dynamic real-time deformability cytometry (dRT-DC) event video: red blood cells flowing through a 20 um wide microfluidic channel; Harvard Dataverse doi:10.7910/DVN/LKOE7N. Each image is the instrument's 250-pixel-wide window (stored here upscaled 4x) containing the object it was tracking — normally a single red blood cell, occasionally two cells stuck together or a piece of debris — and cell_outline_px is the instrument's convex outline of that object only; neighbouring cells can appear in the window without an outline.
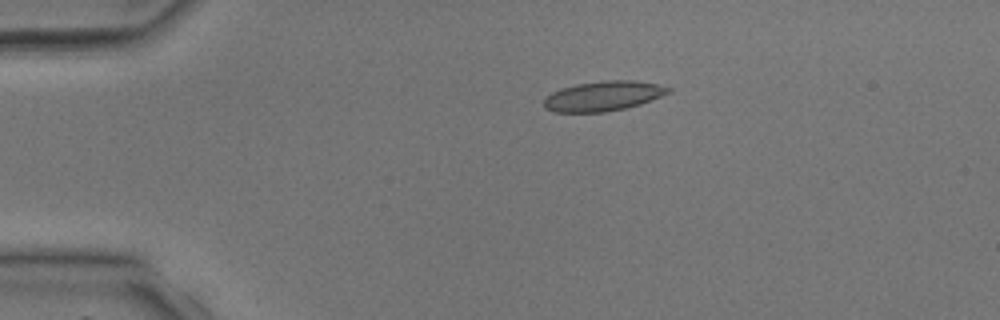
{"species": "common noctule bat (a hibernating species)", "species_latin": "Nyctalus noctula", "temperature_condition": "room temperature", "stored_images_in_passage": 4, "camera_frame_rate_fps": 3000, "um_per_image_px": 0.085, "animal": {"sex": "male", "body_mass_g": 17.9, "forearm_length_mm": 54.2}, "frame": {"image": 1, "passage_image": 3, "time_ms": 2.667, "image_size_px": [1000, 320], "cell_outline_px": [[672, 92], [640, 104], [624, 108], [604, 112], [552, 112], [544, 108], [544, 100], [552, 92], [560, 88], [576, 84], [604, 80], [632, 80], [656, 84], [672, 88]], "centroid_in_image_um": [51.27, 8.16], "position_along_channel_um": 33.7, "area_um2": 21.62}}